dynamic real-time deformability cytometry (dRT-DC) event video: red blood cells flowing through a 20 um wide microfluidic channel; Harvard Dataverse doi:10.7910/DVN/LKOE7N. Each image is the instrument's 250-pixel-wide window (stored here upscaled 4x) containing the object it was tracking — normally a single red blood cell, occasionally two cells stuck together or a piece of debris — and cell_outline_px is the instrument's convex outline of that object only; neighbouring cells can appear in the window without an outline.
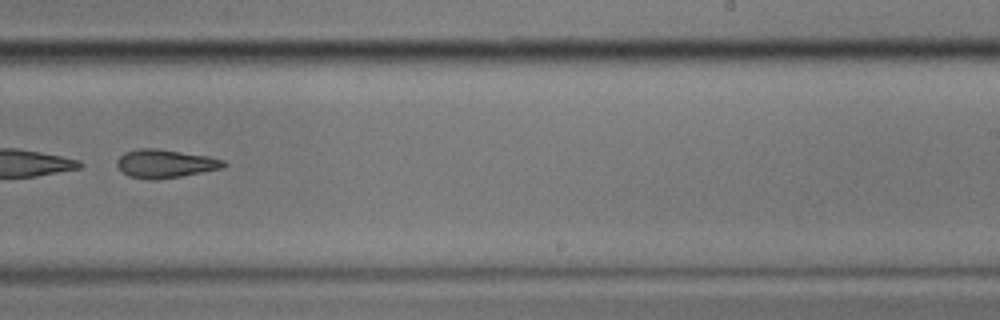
{"species": "common noctule bat (a hibernating species)", "species_latin": "Nyctalus noctula", "temperature_condition": "cold", "stored_images_in_passage": 35, "segment_of_instrument_passage": [2, 2], "camera_frame_rate_fps": 3000, "um_per_image_px": 0.085, "animal": {"sex": "male", "body_mass_g": 17.9}, "frame": {"image": 1, "passage_image": 28, "time_ms": 9.0, "image_size_px": [1000, 320], "cell_outline_px": [[228, 164], [224, 168], [180, 176], [156, 180], [148, 180], [128, 176], [120, 172], [116, 164], [116, 160], [124, 152], [136, 148], [156, 148], [208, 156], [224, 160]], "centroid_in_image_um": [14.0, 13.91], "position_along_channel_um": 275.0, "area_um2": 17.92}}